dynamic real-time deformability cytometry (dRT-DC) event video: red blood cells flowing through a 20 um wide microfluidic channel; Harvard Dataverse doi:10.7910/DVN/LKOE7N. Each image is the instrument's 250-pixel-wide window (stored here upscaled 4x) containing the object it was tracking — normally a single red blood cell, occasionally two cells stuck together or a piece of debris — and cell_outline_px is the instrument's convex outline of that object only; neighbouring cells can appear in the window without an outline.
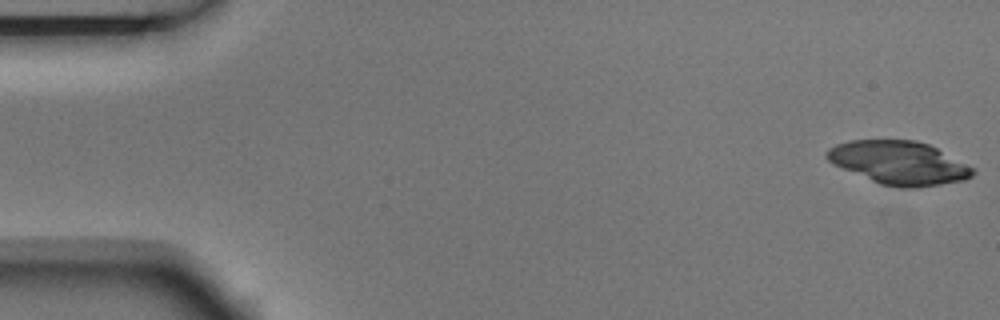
{"species": "Egyptian fruit bat (a non-hibernating species)", "species_latin": "Rousettus aegyptiacus", "temperature_condition": "room temperature", "stored_images_in_passage": 5, "camera_frame_rate_fps": 3000, "um_per_image_px": 0.085, "animal": {"sex": "male"}, "frame": {"image": 1, "passage_image": 1, "time_ms": 0.0, "image_size_px": [1000, 320], "cell_outline_px": [[976, 172], [972, 176], [964, 180], [916, 188], [896, 188], [880, 184], [832, 164], [824, 156], [824, 152], [828, 148], [836, 144], [848, 140], [916, 140], [928, 144], [976, 168]], "centroid_in_image_um": [76.4, 13.84], "position_along_channel_um": 8.6, "area_um2": 37.11}}